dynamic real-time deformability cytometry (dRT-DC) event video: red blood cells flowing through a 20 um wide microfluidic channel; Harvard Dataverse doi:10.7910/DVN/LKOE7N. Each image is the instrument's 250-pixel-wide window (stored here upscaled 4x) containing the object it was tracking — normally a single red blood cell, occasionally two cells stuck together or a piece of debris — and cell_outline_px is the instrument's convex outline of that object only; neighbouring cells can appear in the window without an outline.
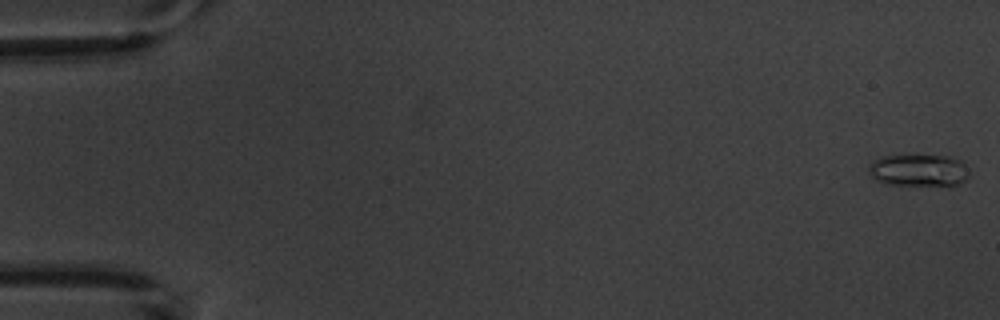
{"species": "common noctule bat (a hibernating species)", "species_latin": "Nyctalus noctula", "temperature_condition": "warm", "stored_images_in_passage": 5, "camera_frame_rate_fps": 3000, "um_per_image_px": 0.085, "animal": {"sex": "male", "body_mass_g": 20.1, "forearm_length_mm": 53.5}, "frame": {"image": 1, "passage_image": 1, "time_ms": 0.0, "image_size_px": [1000, 320], "cell_outline_px": [[968, 176], [960, 184], [884, 184], [876, 180], [868, 172], [868, 164], [884, 156], [948, 156], [960, 160], [968, 168]], "centroid_in_image_um": [78.07, 14.47], "position_along_channel_um": 6.9, "area_um2": 18.32}}